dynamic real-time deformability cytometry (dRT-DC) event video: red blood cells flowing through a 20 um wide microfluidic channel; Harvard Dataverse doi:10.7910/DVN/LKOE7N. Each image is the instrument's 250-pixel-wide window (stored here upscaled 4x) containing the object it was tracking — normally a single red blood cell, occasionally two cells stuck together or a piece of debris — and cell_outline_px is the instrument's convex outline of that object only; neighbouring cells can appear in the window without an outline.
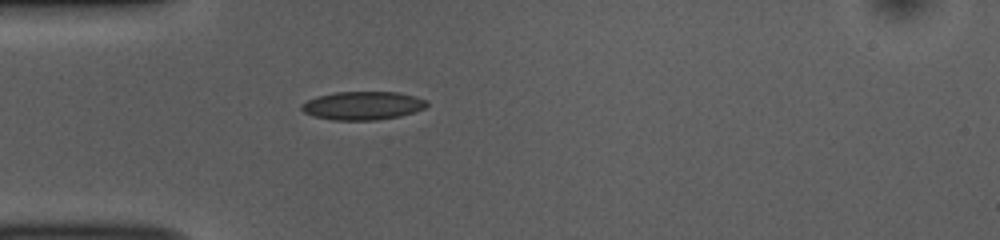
{"species": "common noctule bat (a hibernating species)", "species_latin": "Nyctalus noctula", "temperature_condition": "room temperature", "stored_images_in_passage": 38, "camera_frame_rate_fps": 3000, "um_per_image_px": 0.085, "animal": {"sex": "female", "body_mass_g": 10.0, "forearm_length_mm": 53.1}, "frame": {"image": 1, "passage_image": 1, "time_ms": 0.0, "image_size_px": [1000, 240], "cell_outline_px": [[428, 104], [424, 108], [400, 116], [376, 120], [332, 120], [312, 116], [304, 112], [300, 108], [300, 104], [316, 96], [336, 92], [396, 92], [416, 96], [428, 100]], "centroid_in_image_um": [30.81, 8.97], "position_along_channel_um": 54.2, "area_um2": 20.81}}
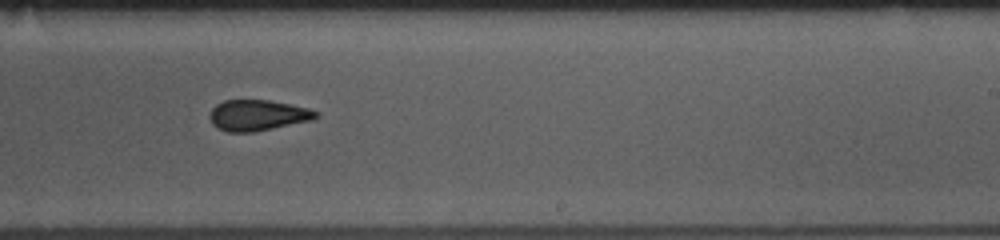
{"frame": {"image": 2, "passage_image": 18, "time_ms": 5.667, "image_size_px": [1000, 240], "cell_outline_px": [[320, 116], [312, 120], [256, 132], [228, 132], [212, 124], [208, 116], [212, 108], [216, 104], [224, 100], [268, 100], [308, 108], [316, 112]], "centroid_in_image_um": [21.88, 9.8], "position_along_channel_um": 267.1, "area_um2": 19.07}}
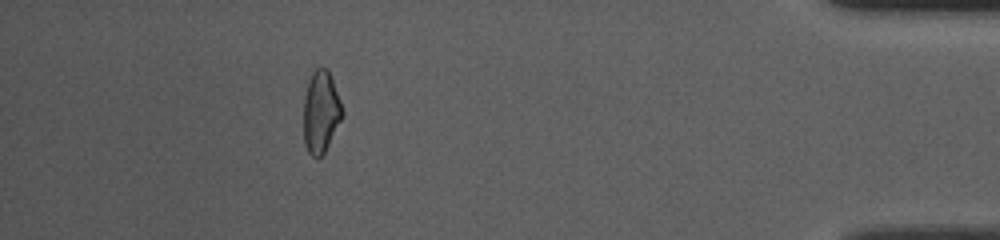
{"frame": {"image": 3, "passage_image": 33, "time_ms": 10.667, "image_size_px": [1000, 240], "cell_outline_px": [[344, 116], [324, 152], [320, 156], [312, 156], [308, 152], [304, 140], [304, 96], [308, 80], [312, 72], [316, 68], [328, 68], [344, 112]], "centroid_in_image_um": [27.28, 9.49], "position_along_channel_um": 407.9, "area_um2": 18.44}, "authors_computed_cell_mechanics": {"area_um2": 19.3341, "velocity_mm_per_s": 3.8593, "shape_relaxation_time_tau1_ms": 4.3389, "shape_relaxation_time_tau2_ms": 2.9434, "deformation_change_tau1": 0.1114, "deformation_change_tau2": 0.0919}}